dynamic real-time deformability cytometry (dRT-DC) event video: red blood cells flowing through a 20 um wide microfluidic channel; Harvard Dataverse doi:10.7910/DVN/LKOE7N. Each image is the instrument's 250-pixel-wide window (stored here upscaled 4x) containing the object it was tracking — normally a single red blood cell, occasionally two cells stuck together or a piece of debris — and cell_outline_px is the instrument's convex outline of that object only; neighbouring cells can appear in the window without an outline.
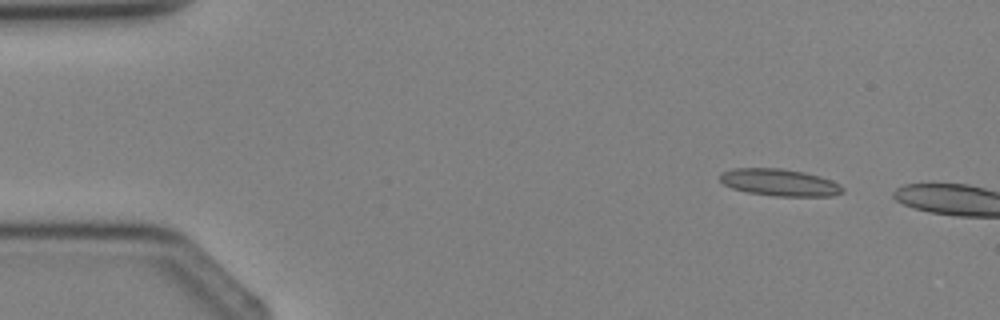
{"species": "Egyptian fruit bat (a non-hibernating species)", "species_latin": "Rousettus aegyptiacus", "temperature_condition": "cold", "stored_images_in_passage": 4, "camera_frame_rate_fps": 3000, "um_per_image_px": 0.085, "animal": {"sex": "female"}, "frame": {"image": 1, "passage_image": 4, "time_ms": 4.333, "image_size_px": [1000, 320], "cell_outline_px": [[844, 192], [832, 196], [776, 196], [748, 192], [732, 188], [724, 184], [720, 180], [720, 172], [732, 168], [780, 168], [804, 172], [820, 176], [832, 180], [840, 184], [844, 188]], "centroid_in_image_um": [66.28, 15.5], "position_along_channel_um": 18.7, "area_um2": 19.42}}